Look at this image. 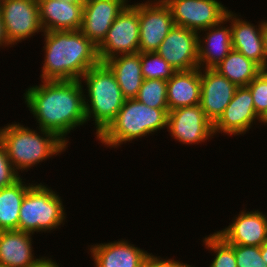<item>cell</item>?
I'll list each match as a JSON object with an SVG mask.
<instances>
[{"label":"cell","instance_id":"obj_33","mask_svg":"<svg viewBox=\"0 0 267 267\" xmlns=\"http://www.w3.org/2000/svg\"><path fill=\"white\" fill-rule=\"evenodd\" d=\"M0 47H14L12 46L6 36L5 27L2 19V15L0 12Z\"/></svg>","mask_w":267,"mask_h":267},{"label":"cell","instance_id":"obj_38","mask_svg":"<svg viewBox=\"0 0 267 267\" xmlns=\"http://www.w3.org/2000/svg\"><path fill=\"white\" fill-rule=\"evenodd\" d=\"M61 1H66L69 3H75V4H84L87 0H61Z\"/></svg>","mask_w":267,"mask_h":267},{"label":"cell","instance_id":"obj_27","mask_svg":"<svg viewBox=\"0 0 267 267\" xmlns=\"http://www.w3.org/2000/svg\"><path fill=\"white\" fill-rule=\"evenodd\" d=\"M135 99L148 107L169 109L167 103V81L144 79Z\"/></svg>","mask_w":267,"mask_h":267},{"label":"cell","instance_id":"obj_9","mask_svg":"<svg viewBox=\"0 0 267 267\" xmlns=\"http://www.w3.org/2000/svg\"><path fill=\"white\" fill-rule=\"evenodd\" d=\"M0 12L11 45L44 32L37 0H4Z\"/></svg>","mask_w":267,"mask_h":267},{"label":"cell","instance_id":"obj_18","mask_svg":"<svg viewBox=\"0 0 267 267\" xmlns=\"http://www.w3.org/2000/svg\"><path fill=\"white\" fill-rule=\"evenodd\" d=\"M88 249L94 267H141L151 254L124 239L91 245Z\"/></svg>","mask_w":267,"mask_h":267},{"label":"cell","instance_id":"obj_26","mask_svg":"<svg viewBox=\"0 0 267 267\" xmlns=\"http://www.w3.org/2000/svg\"><path fill=\"white\" fill-rule=\"evenodd\" d=\"M203 245L215 256L209 267H237L234 244H228L216 232L203 238Z\"/></svg>","mask_w":267,"mask_h":267},{"label":"cell","instance_id":"obj_25","mask_svg":"<svg viewBox=\"0 0 267 267\" xmlns=\"http://www.w3.org/2000/svg\"><path fill=\"white\" fill-rule=\"evenodd\" d=\"M214 69L238 87L247 86L262 71L257 63L233 49Z\"/></svg>","mask_w":267,"mask_h":267},{"label":"cell","instance_id":"obj_10","mask_svg":"<svg viewBox=\"0 0 267 267\" xmlns=\"http://www.w3.org/2000/svg\"><path fill=\"white\" fill-rule=\"evenodd\" d=\"M174 25L172 12L164 0L139 3V52H156Z\"/></svg>","mask_w":267,"mask_h":267},{"label":"cell","instance_id":"obj_34","mask_svg":"<svg viewBox=\"0 0 267 267\" xmlns=\"http://www.w3.org/2000/svg\"><path fill=\"white\" fill-rule=\"evenodd\" d=\"M32 267H60L56 261L49 257H43L36 265Z\"/></svg>","mask_w":267,"mask_h":267},{"label":"cell","instance_id":"obj_13","mask_svg":"<svg viewBox=\"0 0 267 267\" xmlns=\"http://www.w3.org/2000/svg\"><path fill=\"white\" fill-rule=\"evenodd\" d=\"M260 121L257 116L251 91L247 86L238 87L232 100L219 119L213 124V133L243 135L252 128L253 123Z\"/></svg>","mask_w":267,"mask_h":267},{"label":"cell","instance_id":"obj_4","mask_svg":"<svg viewBox=\"0 0 267 267\" xmlns=\"http://www.w3.org/2000/svg\"><path fill=\"white\" fill-rule=\"evenodd\" d=\"M169 109L148 107L142 102L126 99L109 125L96 137L110 148L138 140L162 129H167Z\"/></svg>","mask_w":267,"mask_h":267},{"label":"cell","instance_id":"obj_29","mask_svg":"<svg viewBox=\"0 0 267 267\" xmlns=\"http://www.w3.org/2000/svg\"><path fill=\"white\" fill-rule=\"evenodd\" d=\"M247 87L251 91L255 112L260 118L267 110V75L261 71Z\"/></svg>","mask_w":267,"mask_h":267},{"label":"cell","instance_id":"obj_31","mask_svg":"<svg viewBox=\"0 0 267 267\" xmlns=\"http://www.w3.org/2000/svg\"><path fill=\"white\" fill-rule=\"evenodd\" d=\"M21 177L14 169L5 146L0 142V189L11 186Z\"/></svg>","mask_w":267,"mask_h":267},{"label":"cell","instance_id":"obj_2","mask_svg":"<svg viewBox=\"0 0 267 267\" xmlns=\"http://www.w3.org/2000/svg\"><path fill=\"white\" fill-rule=\"evenodd\" d=\"M43 34L45 57L41 81L81 80L90 68L100 63L97 46L80 30L44 31Z\"/></svg>","mask_w":267,"mask_h":267},{"label":"cell","instance_id":"obj_17","mask_svg":"<svg viewBox=\"0 0 267 267\" xmlns=\"http://www.w3.org/2000/svg\"><path fill=\"white\" fill-rule=\"evenodd\" d=\"M225 19L231 26L232 48L242 53L246 58L257 63L262 69L267 67V56L264 51L262 21L253 25L243 20L231 10L226 13Z\"/></svg>","mask_w":267,"mask_h":267},{"label":"cell","instance_id":"obj_22","mask_svg":"<svg viewBox=\"0 0 267 267\" xmlns=\"http://www.w3.org/2000/svg\"><path fill=\"white\" fill-rule=\"evenodd\" d=\"M201 77L200 68L188 71H176L167 80V103L169 111L200 104Z\"/></svg>","mask_w":267,"mask_h":267},{"label":"cell","instance_id":"obj_37","mask_svg":"<svg viewBox=\"0 0 267 267\" xmlns=\"http://www.w3.org/2000/svg\"><path fill=\"white\" fill-rule=\"evenodd\" d=\"M259 123H263L264 126L267 124V110L266 112L260 117Z\"/></svg>","mask_w":267,"mask_h":267},{"label":"cell","instance_id":"obj_7","mask_svg":"<svg viewBox=\"0 0 267 267\" xmlns=\"http://www.w3.org/2000/svg\"><path fill=\"white\" fill-rule=\"evenodd\" d=\"M139 3L128 4L116 17L103 42L97 47L101 63L120 54L139 53Z\"/></svg>","mask_w":267,"mask_h":267},{"label":"cell","instance_id":"obj_15","mask_svg":"<svg viewBox=\"0 0 267 267\" xmlns=\"http://www.w3.org/2000/svg\"><path fill=\"white\" fill-rule=\"evenodd\" d=\"M200 106L214 124L232 100L238 86L215 69H200Z\"/></svg>","mask_w":267,"mask_h":267},{"label":"cell","instance_id":"obj_5","mask_svg":"<svg viewBox=\"0 0 267 267\" xmlns=\"http://www.w3.org/2000/svg\"><path fill=\"white\" fill-rule=\"evenodd\" d=\"M80 81L86 86L84 89V93H87L84 95L86 121L88 123L93 118L91 121H94L97 137L115 118L126 98L114 73L105 63L100 62L90 68Z\"/></svg>","mask_w":267,"mask_h":267},{"label":"cell","instance_id":"obj_28","mask_svg":"<svg viewBox=\"0 0 267 267\" xmlns=\"http://www.w3.org/2000/svg\"><path fill=\"white\" fill-rule=\"evenodd\" d=\"M143 79L169 80L176 72L158 53H140Z\"/></svg>","mask_w":267,"mask_h":267},{"label":"cell","instance_id":"obj_11","mask_svg":"<svg viewBox=\"0 0 267 267\" xmlns=\"http://www.w3.org/2000/svg\"><path fill=\"white\" fill-rule=\"evenodd\" d=\"M167 129L171 137L183 145H198L214 136L213 124L200 104L169 111Z\"/></svg>","mask_w":267,"mask_h":267},{"label":"cell","instance_id":"obj_6","mask_svg":"<svg viewBox=\"0 0 267 267\" xmlns=\"http://www.w3.org/2000/svg\"><path fill=\"white\" fill-rule=\"evenodd\" d=\"M66 213L61 197L51 187L35 184L26 192L20 207L18 231L51 232L64 225Z\"/></svg>","mask_w":267,"mask_h":267},{"label":"cell","instance_id":"obj_12","mask_svg":"<svg viewBox=\"0 0 267 267\" xmlns=\"http://www.w3.org/2000/svg\"><path fill=\"white\" fill-rule=\"evenodd\" d=\"M175 71L198 67V33L174 25L156 51Z\"/></svg>","mask_w":267,"mask_h":267},{"label":"cell","instance_id":"obj_21","mask_svg":"<svg viewBox=\"0 0 267 267\" xmlns=\"http://www.w3.org/2000/svg\"><path fill=\"white\" fill-rule=\"evenodd\" d=\"M32 235L18 230L0 231V266L32 267L36 265L43 257H35Z\"/></svg>","mask_w":267,"mask_h":267},{"label":"cell","instance_id":"obj_30","mask_svg":"<svg viewBox=\"0 0 267 267\" xmlns=\"http://www.w3.org/2000/svg\"><path fill=\"white\" fill-rule=\"evenodd\" d=\"M237 267H267L261 256L260 246H245L234 244Z\"/></svg>","mask_w":267,"mask_h":267},{"label":"cell","instance_id":"obj_35","mask_svg":"<svg viewBox=\"0 0 267 267\" xmlns=\"http://www.w3.org/2000/svg\"><path fill=\"white\" fill-rule=\"evenodd\" d=\"M262 35H263L264 51L267 56V20L262 21Z\"/></svg>","mask_w":267,"mask_h":267},{"label":"cell","instance_id":"obj_16","mask_svg":"<svg viewBox=\"0 0 267 267\" xmlns=\"http://www.w3.org/2000/svg\"><path fill=\"white\" fill-rule=\"evenodd\" d=\"M216 233L228 244L261 247L267 241V215L259 210H242L228 227Z\"/></svg>","mask_w":267,"mask_h":267},{"label":"cell","instance_id":"obj_36","mask_svg":"<svg viewBox=\"0 0 267 267\" xmlns=\"http://www.w3.org/2000/svg\"><path fill=\"white\" fill-rule=\"evenodd\" d=\"M260 250L263 260L267 263V241L260 247Z\"/></svg>","mask_w":267,"mask_h":267},{"label":"cell","instance_id":"obj_32","mask_svg":"<svg viewBox=\"0 0 267 267\" xmlns=\"http://www.w3.org/2000/svg\"><path fill=\"white\" fill-rule=\"evenodd\" d=\"M141 267H193L187 263L174 259H163L160 256H155L152 253L147 257Z\"/></svg>","mask_w":267,"mask_h":267},{"label":"cell","instance_id":"obj_14","mask_svg":"<svg viewBox=\"0 0 267 267\" xmlns=\"http://www.w3.org/2000/svg\"><path fill=\"white\" fill-rule=\"evenodd\" d=\"M128 2V0H87L84 3L80 31L98 47Z\"/></svg>","mask_w":267,"mask_h":267},{"label":"cell","instance_id":"obj_1","mask_svg":"<svg viewBox=\"0 0 267 267\" xmlns=\"http://www.w3.org/2000/svg\"><path fill=\"white\" fill-rule=\"evenodd\" d=\"M41 82L25 90L24 104L36 118V129L51 131L69 145L71 130L87 123L84 86L80 80Z\"/></svg>","mask_w":267,"mask_h":267},{"label":"cell","instance_id":"obj_3","mask_svg":"<svg viewBox=\"0 0 267 267\" xmlns=\"http://www.w3.org/2000/svg\"><path fill=\"white\" fill-rule=\"evenodd\" d=\"M32 129L19 122L0 127V142L17 172H27L68 147L55 133L41 128L37 129L39 131Z\"/></svg>","mask_w":267,"mask_h":267},{"label":"cell","instance_id":"obj_20","mask_svg":"<svg viewBox=\"0 0 267 267\" xmlns=\"http://www.w3.org/2000/svg\"><path fill=\"white\" fill-rule=\"evenodd\" d=\"M38 7L44 31L80 30L84 4L61 0H38Z\"/></svg>","mask_w":267,"mask_h":267},{"label":"cell","instance_id":"obj_39","mask_svg":"<svg viewBox=\"0 0 267 267\" xmlns=\"http://www.w3.org/2000/svg\"><path fill=\"white\" fill-rule=\"evenodd\" d=\"M262 71L267 75V67L262 69Z\"/></svg>","mask_w":267,"mask_h":267},{"label":"cell","instance_id":"obj_24","mask_svg":"<svg viewBox=\"0 0 267 267\" xmlns=\"http://www.w3.org/2000/svg\"><path fill=\"white\" fill-rule=\"evenodd\" d=\"M20 178L11 186L0 189V231L17 230L22 200L34 185Z\"/></svg>","mask_w":267,"mask_h":267},{"label":"cell","instance_id":"obj_23","mask_svg":"<svg viewBox=\"0 0 267 267\" xmlns=\"http://www.w3.org/2000/svg\"><path fill=\"white\" fill-rule=\"evenodd\" d=\"M104 63L114 73L123 96L126 99L135 98L144 80L141 73L140 52L116 55Z\"/></svg>","mask_w":267,"mask_h":267},{"label":"cell","instance_id":"obj_19","mask_svg":"<svg viewBox=\"0 0 267 267\" xmlns=\"http://www.w3.org/2000/svg\"><path fill=\"white\" fill-rule=\"evenodd\" d=\"M223 19L217 25L211 26L198 33V67L200 69H214L228 55L232 48L231 26ZM207 31V32H206ZM202 37V39H201Z\"/></svg>","mask_w":267,"mask_h":267},{"label":"cell","instance_id":"obj_8","mask_svg":"<svg viewBox=\"0 0 267 267\" xmlns=\"http://www.w3.org/2000/svg\"><path fill=\"white\" fill-rule=\"evenodd\" d=\"M175 25L201 33L225 19L229 11L218 0H164Z\"/></svg>","mask_w":267,"mask_h":267}]
</instances>
